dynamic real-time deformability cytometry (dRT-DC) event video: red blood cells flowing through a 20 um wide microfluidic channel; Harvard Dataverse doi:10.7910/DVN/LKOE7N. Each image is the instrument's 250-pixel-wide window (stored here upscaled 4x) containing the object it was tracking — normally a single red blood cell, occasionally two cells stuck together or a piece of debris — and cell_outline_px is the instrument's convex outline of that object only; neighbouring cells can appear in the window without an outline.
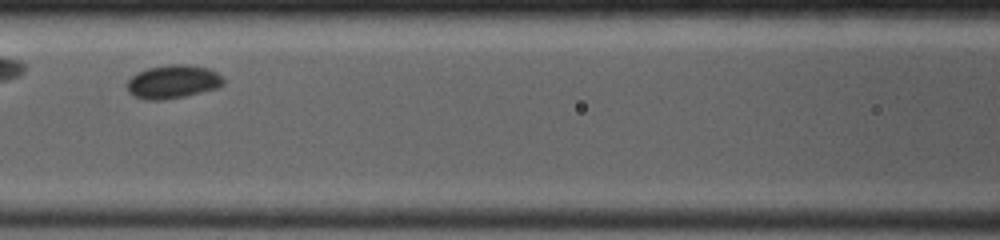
{"species": "common noctule bat (a hibernating species)", "species_latin": "Nyctalus noctula", "temperature_condition": "room temperature", "stored_images_in_passage": 18, "camera_frame_rate_fps": 4000, "um_per_image_px": 0.085, "animal": {"sex": "female", "body_mass_g": 19.0, "forearm_length_mm": 53.3}, "frame": {"image": 1, "passage_image": 6, "time_ms": 2.75, "image_size_px": [1000, 240], "cell_outline_px": [[224, 84], [216, 88], [184, 96], [164, 100], [144, 100], [132, 96], [128, 92], [124, 84], [136, 72], [148, 68], [172, 64], [184, 64], [208, 68], [216, 72], [224, 80]], "centroid_in_image_um": [14.62, 6.96], "position_along_channel_um": 152.0, "area_um2": 18.9}}
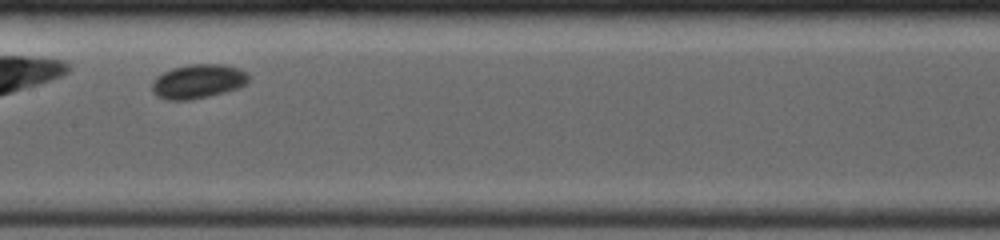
{"frame": {"image": 2, "passage_image": 8, "time_ms": 3.75, "image_size_px": [1000, 240], "cell_outline_px": [[248, 80], [240, 88], [192, 100], [164, 100], [156, 96], [152, 92], [152, 84], [156, 76], [172, 68], [188, 64], [224, 64], [240, 68], [248, 76]], "centroid_in_image_um": [16.8, 6.92], "position_along_channel_um": 190.6, "area_um2": 19.36}}
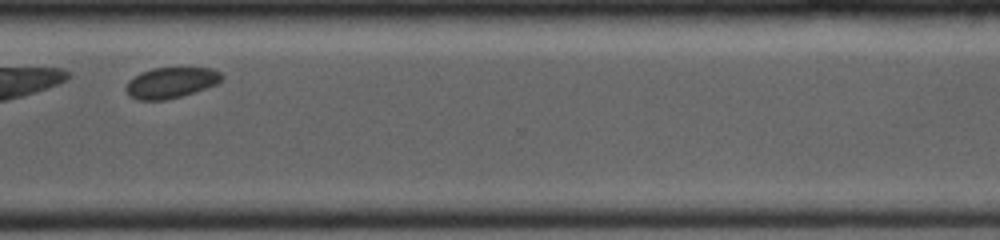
{"frame": {"image": 3, "passage_image": 16, "time_ms": 8.0, "image_size_px": [1000, 240], "cell_outline_px": [[224, 76], [216, 84], [180, 96], [164, 100], [140, 100], [128, 96], [124, 88], [128, 80], [140, 72], [152, 68], [212, 68], [220, 72]], "centroid_in_image_um": [14.47, 7.02], "position_along_channel_um": 356.1, "area_um2": 17.11}}